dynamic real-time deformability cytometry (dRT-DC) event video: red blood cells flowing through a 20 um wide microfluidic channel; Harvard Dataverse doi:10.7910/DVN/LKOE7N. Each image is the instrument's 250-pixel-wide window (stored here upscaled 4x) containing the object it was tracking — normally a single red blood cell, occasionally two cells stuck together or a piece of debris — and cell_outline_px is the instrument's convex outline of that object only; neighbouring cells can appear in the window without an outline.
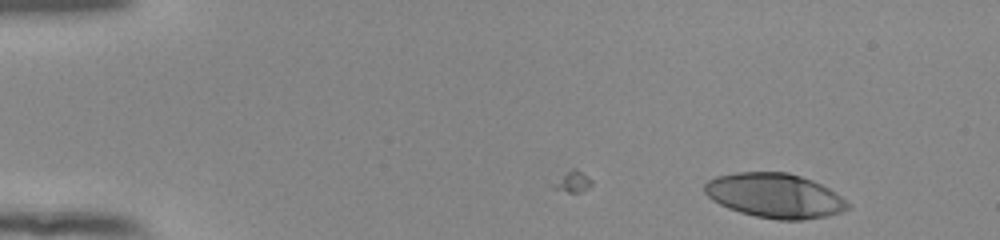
{"species": "human", "species_latin": "Homo sapiens", "temperature_condition": "room temperature", "stored_images_in_passage": 43, "camera_frame_rate_fps": 3000, "um_per_image_px": 0.085, "donor": {"sex": "female"}, "frame": {"image": 1, "passage_image": 1, "time_ms": 0.0, "image_size_px": [1000, 240], "cell_outline_px": [[852, 208], [828, 216], [800, 220], [776, 220], [756, 216], [740, 212], [728, 208], [712, 200], [704, 192], [704, 184], [708, 180], [716, 176], [736, 172], [788, 172], [812, 180], [828, 188], [852, 204]], "centroid_in_image_um": [65.87, 16.63], "position_along_channel_um": 19.1, "area_um2": 37.28}}
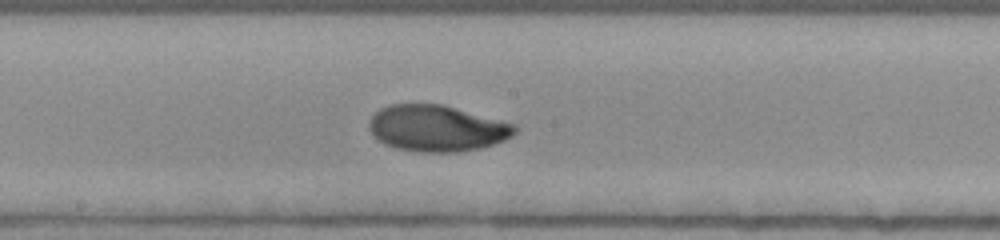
{"frame": {"image": 2, "passage_image": 25, "time_ms": 8.0, "image_size_px": [1000, 240], "cell_outline_px": [[516, 132], [512, 136], [504, 140], [480, 148], [456, 152], [416, 152], [396, 148], [384, 144], [368, 128], [368, 120], [380, 108], [388, 104], [444, 104], [516, 124]], "centroid_in_image_um": [37.13, 10.89], "position_along_channel_um": 211.1, "area_um2": 39.42}}
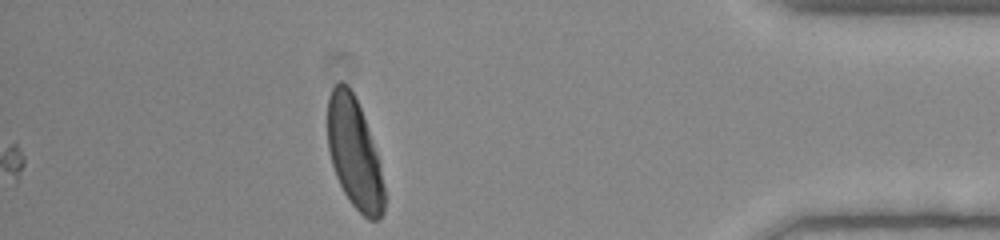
{"frame": {"image": 3, "passage_image": 43, "time_ms": 14.0, "image_size_px": [1000, 240], "cell_outline_px": [[384, 212], [380, 220], [368, 220], [352, 204], [344, 192], [336, 176], [332, 164], [328, 148], [328, 96], [332, 88], [340, 80], [348, 84], [360, 108], [380, 160], [384, 188]], "centroid_in_image_um": [30.13, 13.04], "position_along_channel_um": 405.1, "area_um2": 36.36}, "authors_computed_cell_mechanics": {"area_um2": 38.0902, "velocity_mm_per_s": 3.8883, "shape_relaxation_time_tau1_ms": 4.1297, "shape_relaxation_time_tau2_ms": 1.4138, "deformation_change_tau1": 0.2066, "deformation_change_tau2": 0.041}}